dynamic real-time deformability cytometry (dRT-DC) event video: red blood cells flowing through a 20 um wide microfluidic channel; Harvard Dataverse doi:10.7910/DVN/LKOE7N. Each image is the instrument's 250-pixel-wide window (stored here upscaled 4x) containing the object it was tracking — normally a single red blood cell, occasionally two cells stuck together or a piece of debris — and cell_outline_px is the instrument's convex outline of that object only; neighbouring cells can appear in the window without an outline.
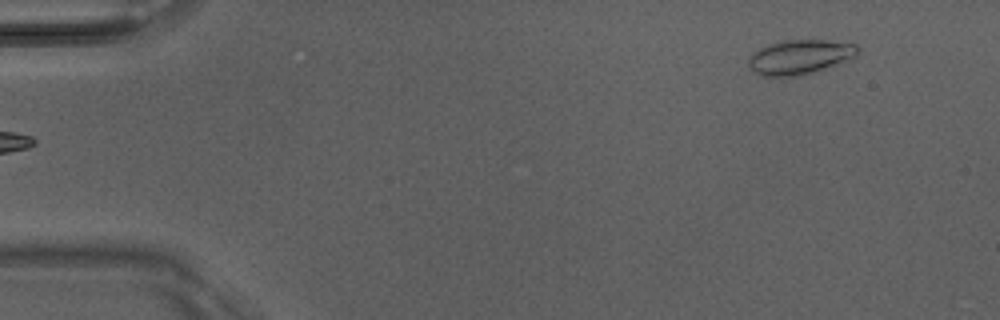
{"species": "Egyptian fruit bat (a non-hibernating species)", "species_latin": "Rousettus aegyptiacus", "temperature_condition": "room temperature", "stored_images_in_passage": 2, "camera_frame_rate_fps": 3000, "um_per_image_px": 0.085, "animal": {"sex": "male"}, "frame": {"image": 1, "passage_image": 2, "time_ms": 0.333, "image_size_px": [1000, 320], "cell_outline_px": [[860, 52], [856, 56], [848, 60], [800, 76], [760, 76], [752, 72], [748, 64], [748, 60], [752, 52], [760, 48], [784, 40], [812, 36], [852, 40], [860, 48]], "centroid_in_image_um": [68.1, 4.76], "position_along_channel_um": 16.9, "area_um2": 23.35}}